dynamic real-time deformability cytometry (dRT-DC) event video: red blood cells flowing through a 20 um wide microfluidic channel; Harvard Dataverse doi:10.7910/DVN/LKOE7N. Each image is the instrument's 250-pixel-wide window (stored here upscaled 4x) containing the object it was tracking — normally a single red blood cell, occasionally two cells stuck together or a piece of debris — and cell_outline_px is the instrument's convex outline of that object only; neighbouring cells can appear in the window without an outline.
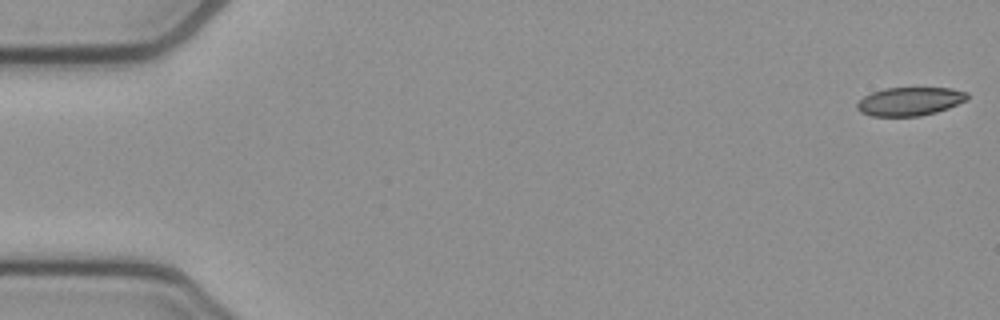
{"species": "common noctule bat (a hibernating species)", "species_latin": "Nyctalus noctula", "temperature_condition": "cold", "stored_images_in_passage": 9, "camera_frame_rate_fps": 3000, "um_per_image_px": 0.085, "animal": {"sex": "female", "body_mass_g": 21.9}, "frame": {"image": 1, "passage_image": 1, "time_ms": 0.0, "image_size_px": [1000, 320], "cell_outline_px": [[968, 100], [948, 108], [936, 112], [920, 116], [872, 116], [860, 112], [856, 108], [856, 104], [864, 96], [872, 92], [884, 88], [952, 88], [968, 92]], "centroid_in_image_um": [77.34, 8.62], "position_along_channel_um": 7.7, "area_um2": 18.38}}